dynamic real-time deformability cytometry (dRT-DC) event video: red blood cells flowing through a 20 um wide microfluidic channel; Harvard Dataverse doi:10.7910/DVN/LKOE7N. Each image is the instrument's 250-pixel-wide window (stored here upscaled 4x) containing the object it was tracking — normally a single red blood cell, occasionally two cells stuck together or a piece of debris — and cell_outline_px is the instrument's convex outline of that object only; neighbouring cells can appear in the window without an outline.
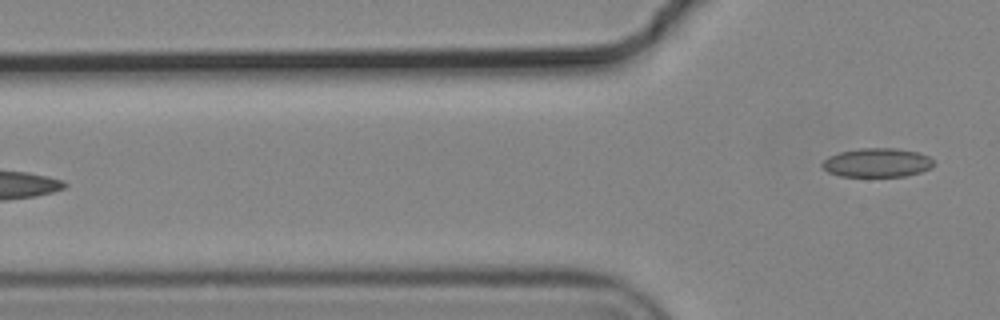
{"species": "common noctule bat (a hibernating species)", "species_latin": "Nyctalus noctula", "temperature_condition": "cold", "stored_images_in_passage": 7, "camera_frame_rate_fps": 3000, "um_per_image_px": 0.085, "animal": {"sex": "male", "body_mass_g": 19.2, "forearm_length_mm": 51.8}, "frame": {"image": 1, "passage_image": 7, "time_ms": 2.0, "image_size_px": [1000, 320], "cell_outline_px": [[936, 164], [932, 168], [920, 172], [904, 176], [840, 176], [828, 172], [820, 164], [828, 156], [840, 152], [856, 148], [896, 148], [920, 152], [928, 156]], "centroid_in_image_um": [74.57, 13.81], "position_along_channel_um": 51.2, "area_um2": 18.96}}